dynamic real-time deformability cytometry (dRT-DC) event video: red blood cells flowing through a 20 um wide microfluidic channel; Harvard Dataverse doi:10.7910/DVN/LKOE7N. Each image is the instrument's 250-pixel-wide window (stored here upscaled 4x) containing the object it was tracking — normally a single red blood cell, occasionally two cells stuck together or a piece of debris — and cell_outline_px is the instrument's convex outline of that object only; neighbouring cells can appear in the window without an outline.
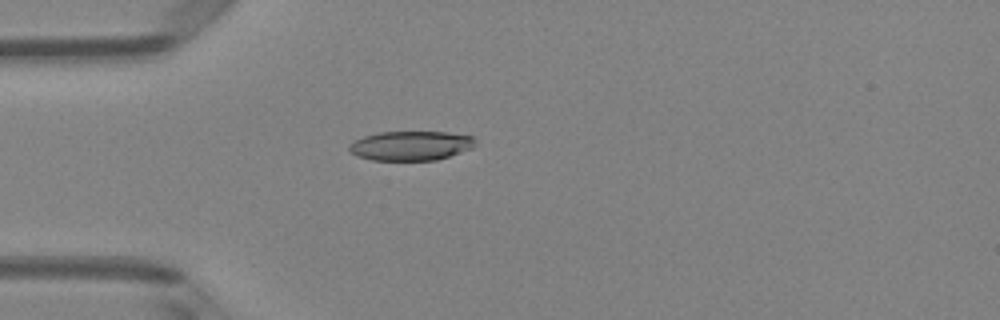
{"species": "Egyptian fruit bat (a non-hibernating species)", "species_latin": "Rousettus aegyptiacus", "temperature_condition": "room temperature", "stored_images_in_passage": 4, "camera_frame_rate_fps": 3000, "um_per_image_px": 0.085, "animal": {"sex": "female"}, "frame": {"image": 1, "passage_image": 4, "time_ms": 1.0, "image_size_px": [1000, 320], "cell_outline_px": [[476, 144], [472, 148], [436, 160], [372, 160], [356, 156], [348, 152], [348, 144], [364, 136], [380, 132], [444, 132], [472, 136], [476, 140]], "centroid_in_image_um": [34.88, 12.39], "position_along_channel_um": 50.1, "area_um2": 21.62}}